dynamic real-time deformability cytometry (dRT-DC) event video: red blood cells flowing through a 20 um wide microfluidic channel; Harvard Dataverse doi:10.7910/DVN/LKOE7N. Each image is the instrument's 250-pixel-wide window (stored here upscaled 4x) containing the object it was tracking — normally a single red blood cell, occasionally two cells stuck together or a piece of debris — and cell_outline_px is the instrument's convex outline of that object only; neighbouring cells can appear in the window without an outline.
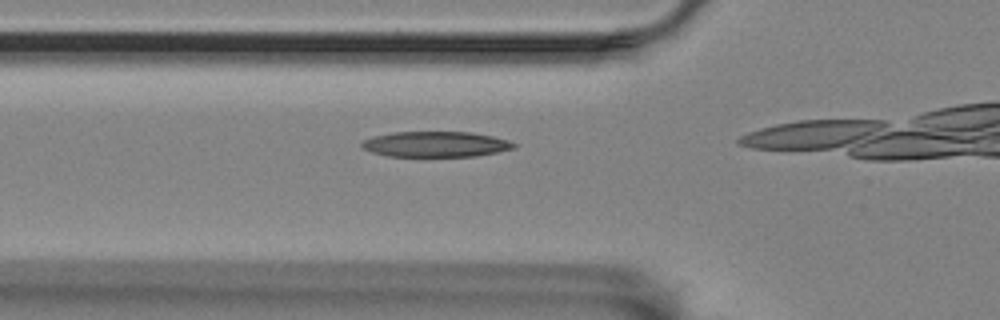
{"species": "Egyptian fruit bat (a non-hibernating species)", "species_latin": "Rousettus aegyptiacus", "temperature_condition": "room temperature", "stored_images_in_passage": 16, "camera_frame_rate_fps": 3000, "um_per_image_px": 0.085, "animal": {"sex": "female"}, "frame": {"image": 1, "passage_image": 12, "time_ms": 3.667, "image_size_px": [1000, 320], "cell_outline_px": [[516, 148], [476, 156], [388, 156], [372, 152], [360, 148], [360, 144], [364, 140], [372, 136], [392, 132], [472, 132], [492, 136], [508, 140], [516, 144]], "centroid_in_image_um": [37.01, 12.25], "position_along_channel_um": 88.8, "area_um2": 22.66}}